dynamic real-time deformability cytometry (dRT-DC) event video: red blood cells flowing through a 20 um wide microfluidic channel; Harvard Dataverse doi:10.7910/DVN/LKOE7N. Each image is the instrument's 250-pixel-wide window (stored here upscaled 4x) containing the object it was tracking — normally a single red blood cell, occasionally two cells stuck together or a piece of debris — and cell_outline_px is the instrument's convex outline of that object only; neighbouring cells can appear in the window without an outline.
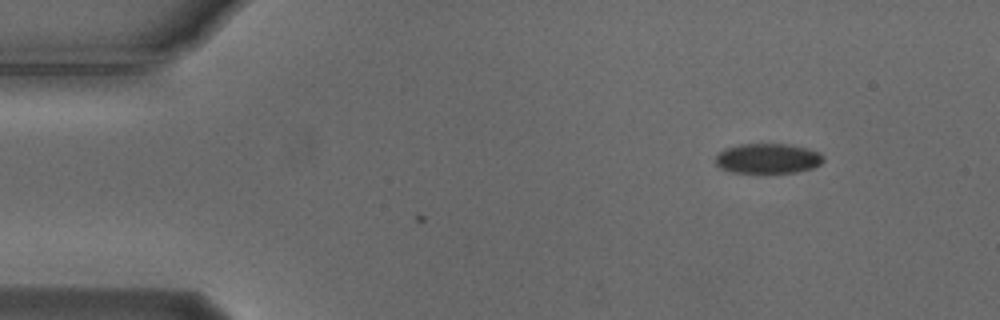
{"species": "Egyptian fruit bat (a non-hibernating species)", "species_latin": "Rousettus aegyptiacus", "temperature_condition": "cold", "stored_images_in_passage": 4, "camera_frame_rate_fps": 3000, "um_per_image_px": 0.085, "animal": {"sex": "male"}, "frame": {"image": 1, "passage_image": 4, "time_ms": 1.0, "image_size_px": [1000, 320], "cell_outline_px": [[824, 160], [820, 164], [812, 168], [796, 172], [732, 172], [720, 168], [716, 164], [716, 156], [724, 148], [740, 144], [788, 144], [808, 148], [820, 152], [824, 156]], "centroid_in_image_um": [65.28, 13.46], "position_along_channel_um": 19.7, "area_um2": 18.84}}